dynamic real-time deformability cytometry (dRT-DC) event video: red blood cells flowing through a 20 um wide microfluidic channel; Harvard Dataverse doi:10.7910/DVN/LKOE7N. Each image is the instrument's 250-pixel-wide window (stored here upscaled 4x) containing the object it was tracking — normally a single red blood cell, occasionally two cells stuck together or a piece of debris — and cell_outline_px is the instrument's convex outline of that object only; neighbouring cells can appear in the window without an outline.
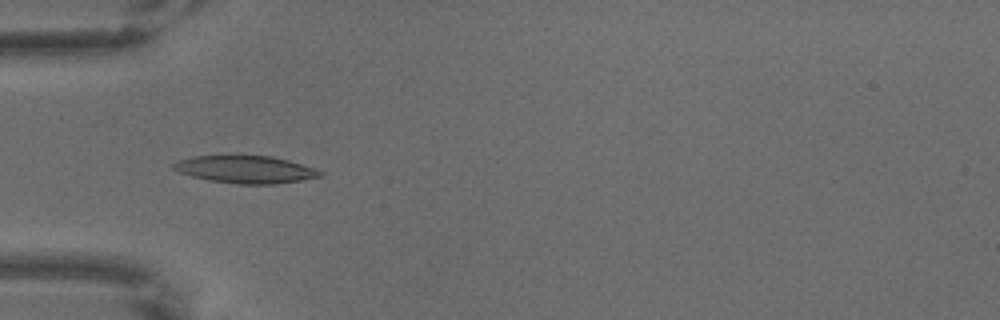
{"species": "common noctule bat (a hibernating species)", "species_latin": "Nyctalus noctula", "temperature_condition": "warm", "stored_images_in_passage": 2, "camera_frame_rate_fps": 3000, "um_per_image_px": 0.085, "animal": {"sex": "male", "body_mass_g": 18.8}, "frame": {"image": 1, "passage_image": 1, "time_ms": 0.0, "image_size_px": [1000, 320], "cell_outline_px": [[324, 176], [276, 184], [236, 184], [208, 180], [192, 176], [180, 172], [172, 168], [172, 164], [176, 160], [192, 156], [272, 156], [288, 160], [316, 168], [324, 172]], "centroid_in_image_um": [20.89, 14.4], "position_along_channel_um": 64.1, "area_um2": 23.52}}